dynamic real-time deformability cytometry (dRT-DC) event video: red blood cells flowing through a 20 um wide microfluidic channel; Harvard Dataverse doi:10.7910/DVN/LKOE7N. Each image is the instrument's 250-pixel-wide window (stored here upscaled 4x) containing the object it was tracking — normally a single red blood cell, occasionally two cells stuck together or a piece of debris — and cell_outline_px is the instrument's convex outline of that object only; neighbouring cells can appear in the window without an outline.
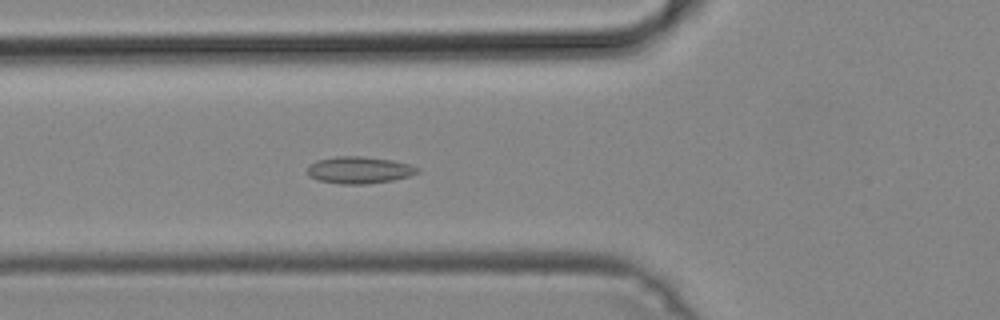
{"species": "common noctule bat (a hibernating species)", "species_latin": "Nyctalus noctula", "temperature_condition": "cold", "stored_images_in_passage": 40, "camera_frame_rate_fps": 3000, "um_per_image_px": 0.085, "animal": {"sex": "male", "body_mass_g": 19.2, "forearm_length_mm": 51.8}, "frame": {"image": 1, "passage_image": 8, "time_ms": 2.333, "image_size_px": [1000, 320], "cell_outline_px": [[420, 172], [408, 176], [392, 180], [368, 184], [340, 184], [316, 180], [308, 176], [308, 168], [316, 160], [336, 156], [364, 156], [392, 160], [408, 164], [420, 168]], "centroid_in_image_um": [30.52, 14.45], "position_along_channel_um": 95.3, "area_um2": 17.34}}
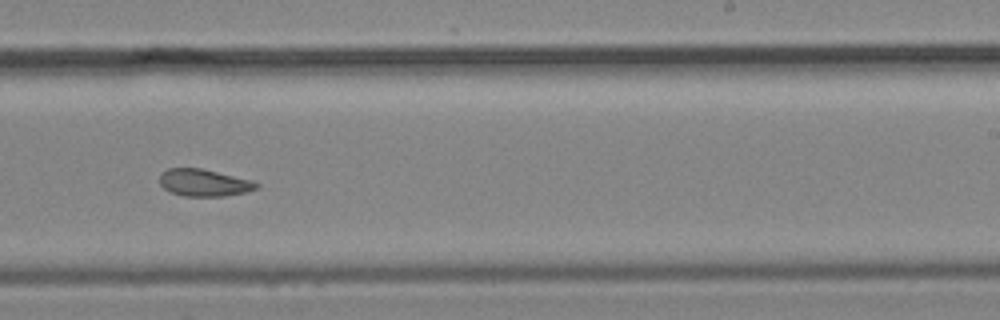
{"frame": {"image": 2, "passage_image": 21, "time_ms": 6.667, "image_size_px": [1000, 320], "cell_outline_px": [[260, 184], [256, 188], [244, 192], [224, 196], [184, 196], [172, 192], [164, 188], [160, 184], [160, 176], [168, 168], [200, 168], [252, 180]], "centroid_in_image_um": [17.34, 15.53], "position_along_channel_um": 271.7, "area_um2": 15.03}}
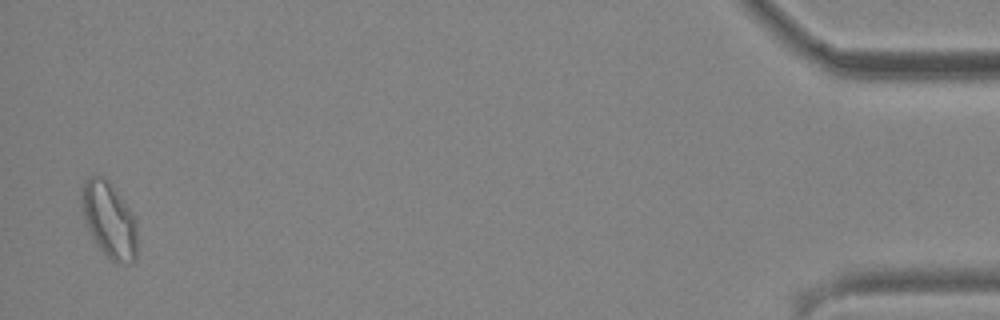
{"frame": {"image": 3, "passage_image": 39, "time_ms": 12.667, "image_size_px": [1000, 320], "cell_outline_px": [[136, 256], [128, 264], [116, 264], [100, 248], [92, 236], [84, 220], [80, 200], [80, 188], [88, 176], [104, 176], [108, 180], [120, 196], [136, 220]], "centroid_in_image_um": [9.25, 18.66], "position_along_channel_um": 426.0, "area_um2": 24.39}}